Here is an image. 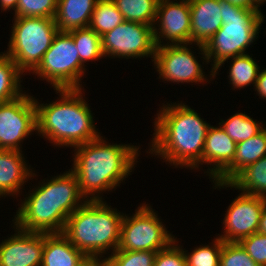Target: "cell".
I'll return each mask as SVG.
<instances>
[{"label":"cell","mask_w":266,"mask_h":266,"mask_svg":"<svg viewBox=\"0 0 266 266\" xmlns=\"http://www.w3.org/2000/svg\"><path fill=\"white\" fill-rule=\"evenodd\" d=\"M239 243L248 253V255L259 265L266 266V235L262 233H253L250 236L242 238Z\"/></svg>","instance_id":"836d02e7"},{"label":"cell","mask_w":266,"mask_h":266,"mask_svg":"<svg viewBox=\"0 0 266 266\" xmlns=\"http://www.w3.org/2000/svg\"><path fill=\"white\" fill-rule=\"evenodd\" d=\"M123 21V15L112 0H97L88 27L101 37Z\"/></svg>","instance_id":"83f0119b"},{"label":"cell","mask_w":266,"mask_h":266,"mask_svg":"<svg viewBox=\"0 0 266 266\" xmlns=\"http://www.w3.org/2000/svg\"><path fill=\"white\" fill-rule=\"evenodd\" d=\"M86 258L63 233H44L41 266H80Z\"/></svg>","instance_id":"ffe728a7"},{"label":"cell","mask_w":266,"mask_h":266,"mask_svg":"<svg viewBox=\"0 0 266 266\" xmlns=\"http://www.w3.org/2000/svg\"><path fill=\"white\" fill-rule=\"evenodd\" d=\"M109 141L101 134L95 140L72 148L70 169L77 176L80 192L86 200H105L104 194L114 192L121 183L124 185L137 168L143 149L139 143Z\"/></svg>","instance_id":"7a4b0ae2"},{"label":"cell","mask_w":266,"mask_h":266,"mask_svg":"<svg viewBox=\"0 0 266 266\" xmlns=\"http://www.w3.org/2000/svg\"><path fill=\"white\" fill-rule=\"evenodd\" d=\"M10 226L14 232L0 241V266H41L44 233L26 232L12 223Z\"/></svg>","instance_id":"9a60e30c"},{"label":"cell","mask_w":266,"mask_h":266,"mask_svg":"<svg viewBox=\"0 0 266 266\" xmlns=\"http://www.w3.org/2000/svg\"><path fill=\"white\" fill-rule=\"evenodd\" d=\"M258 232L266 235V205L261 213Z\"/></svg>","instance_id":"f35d334b"},{"label":"cell","mask_w":266,"mask_h":266,"mask_svg":"<svg viewBox=\"0 0 266 266\" xmlns=\"http://www.w3.org/2000/svg\"><path fill=\"white\" fill-rule=\"evenodd\" d=\"M220 266H259L239 242H223Z\"/></svg>","instance_id":"1f68e13d"},{"label":"cell","mask_w":266,"mask_h":266,"mask_svg":"<svg viewBox=\"0 0 266 266\" xmlns=\"http://www.w3.org/2000/svg\"><path fill=\"white\" fill-rule=\"evenodd\" d=\"M158 107L152 123V139H149L148 147L144 151L147 157H157L174 169L186 168L190 172H201L202 154L210 122L182 100H166Z\"/></svg>","instance_id":"6da1fadb"},{"label":"cell","mask_w":266,"mask_h":266,"mask_svg":"<svg viewBox=\"0 0 266 266\" xmlns=\"http://www.w3.org/2000/svg\"><path fill=\"white\" fill-rule=\"evenodd\" d=\"M101 43L106 60L150 58L151 63L156 50L153 26L126 20L102 35Z\"/></svg>","instance_id":"8fae6325"},{"label":"cell","mask_w":266,"mask_h":266,"mask_svg":"<svg viewBox=\"0 0 266 266\" xmlns=\"http://www.w3.org/2000/svg\"><path fill=\"white\" fill-rule=\"evenodd\" d=\"M237 143L218 124L208 129L202 154V171L208 179L214 181L232 162ZM203 165L204 168L203 170ZM206 165V166H205Z\"/></svg>","instance_id":"e0dca14e"},{"label":"cell","mask_w":266,"mask_h":266,"mask_svg":"<svg viewBox=\"0 0 266 266\" xmlns=\"http://www.w3.org/2000/svg\"><path fill=\"white\" fill-rule=\"evenodd\" d=\"M243 54L235 57L228 58L224 60L214 71V80L218 79L217 76H219L222 73L221 68L222 66L225 68V63L229 62V69L227 72V83L230 84L231 87L230 90H240V89H246L248 86H255V83L257 81L259 72L261 70V64L259 65L257 62V59H254L256 57H253V54ZM229 60V61H228ZM219 73V74H218ZM216 77V78H215Z\"/></svg>","instance_id":"44dd1931"},{"label":"cell","mask_w":266,"mask_h":266,"mask_svg":"<svg viewBox=\"0 0 266 266\" xmlns=\"http://www.w3.org/2000/svg\"><path fill=\"white\" fill-rule=\"evenodd\" d=\"M96 2L97 0H57L54 20L59 31L88 27Z\"/></svg>","instance_id":"603a6c76"},{"label":"cell","mask_w":266,"mask_h":266,"mask_svg":"<svg viewBox=\"0 0 266 266\" xmlns=\"http://www.w3.org/2000/svg\"><path fill=\"white\" fill-rule=\"evenodd\" d=\"M132 214L125 211L121 223L118 249L127 251H161L175 240L158 211L150 203H139Z\"/></svg>","instance_id":"30bf717a"},{"label":"cell","mask_w":266,"mask_h":266,"mask_svg":"<svg viewBox=\"0 0 266 266\" xmlns=\"http://www.w3.org/2000/svg\"><path fill=\"white\" fill-rule=\"evenodd\" d=\"M87 69L80 62L78 49L71 34L68 31H58L32 75L39 81H45L44 83L49 84L53 90L83 89L86 82L82 80L88 75Z\"/></svg>","instance_id":"9c48e42d"},{"label":"cell","mask_w":266,"mask_h":266,"mask_svg":"<svg viewBox=\"0 0 266 266\" xmlns=\"http://www.w3.org/2000/svg\"><path fill=\"white\" fill-rule=\"evenodd\" d=\"M152 63V67L159 75L156 79L167 83L166 85L169 83L179 85L181 83L180 88L182 85L186 87L185 84L188 86L190 84L191 87H194L192 85L203 86L204 88V85L214 82L213 70L206 68L208 62L204 45L191 43L156 47ZM204 68L208 69V74Z\"/></svg>","instance_id":"ba28073f"},{"label":"cell","mask_w":266,"mask_h":266,"mask_svg":"<svg viewBox=\"0 0 266 266\" xmlns=\"http://www.w3.org/2000/svg\"><path fill=\"white\" fill-rule=\"evenodd\" d=\"M18 0H0V11L14 13L16 11ZM13 10V12H12Z\"/></svg>","instance_id":"d590c367"},{"label":"cell","mask_w":266,"mask_h":266,"mask_svg":"<svg viewBox=\"0 0 266 266\" xmlns=\"http://www.w3.org/2000/svg\"><path fill=\"white\" fill-rule=\"evenodd\" d=\"M264 68V69H263ZM255 96H258L259 99L266 101V68L262 66L255 86L253 88Z\"/></svg>","instance_id":"e575fe53"},{"label":"cell","mask_w":266,"mask_h":266,"mask_svg":"<svg viewBox=\"0 0 266 266\" xmlns=\"http://www.w3.org/2000/svg\"><path fill=\"white\" fill-rule=\"evenodd\" d=\"M189 4L191 43L205 45L223 25L222 0H192Z\"/></svg>","instance_id":"ac0fdd59"},{"label":"cell","mask_w":266,"mask_h":266,"mask_svg":"<svg viewBox=\"0 0 266 266\" xmlns=\"http://www.w3.org/2000/svg\"><path fill=\"white\" fill-rule=\"evenodd\" d=\"M157 252L117 249L106 260L109 266H154Z\"/></svg>","instance_id":"f546056e"},{"label":"cell","mask_w":266,"mask_h":266,"mask_svg":"<svg viewBox=\"0 0 266 266\" xmlns=\"http://www.w3.org/2000/svg\"><path fill=\"white\" fill-rule=\"evenodd\" d=\"M34 182L18 199L12 217L18 229L34 233H62L67 218L87 200L81 194L78 179L71 169ZM37 184V185H36Z\"/></svg>","instance_id":"3957f363"},{"label":"cell","mask_w":266,"mask_h":266,"mask_svg":"<svg viewBox=\"0 0 266 266\" xmlns=\"http://www.w3.org/2000/svg\"><path fill=\"white\" fill-rule=\"evenodd\" d=\"M239 194L226 207L221 233L215 234L224 242H239L242 238L258 232L261 213L266 198L256 195Z\"/></svg>","instance_id":"4fadbf2b"},{"label":"cell","mask_w":266,"mask_h":266,"mask_svg":"<svg viewBox=\"0 0 266 266\" xmlns=\"http://www.w3.org/2000/svg\"><path fill=\"white\" fill-rule=\"evenodd\" d=\"M12 19L10 38L4 53L13 60L24 77L31 76L40 65L59 29L55 20L51 18L13 17Z\"/></svg>","instance_id":"52a82bcc"},{"label":"cell","mask_w":266,"mask_h":266,"mask_svg":"<svg viewBox=\"0 0 266 266\" xmlns=\"http://www.w3.org/2000/svg\"><path fill=\"white\" fill-rule=\"evenodd\" d=\"M57 0H18L13 17H45L54 19Z\"/></svg>","instance_id":"4dcf8cb0"},{"label":"cell","mask_w":266,"mask_h":266,"mask_svg":"<svg viewBox=\"0 0 266 266\" xmlns=\"http://www.w3.org/2000/svg\"><path fill=\"white\" fill-rule=\"evenodd\" d=\"M29 91L0 103V150L23 151L24 141L37 134L34 95Z\"/></svg>","instance_id":"7c38bea8"},{"label":"cell","mask_w":266,"mask_h":266,"mask_svg":"<svg viewBox=\"0 0 266 266\" xmlns=\"http://www.w3.org/2000/svg\"><path fill=\"white\" fill-rule=\"evenodd\" d=\"M177 236L166 248L158 251L155 257L154 266H187L183 247L180 245Z\"/></svg>","instance_id":"d6a6232c"},{"label":"cell","mask_w":266,"mask_h":266,"mask_svg":"<svg viewBox=\"0 0 266 266\" xmlns=\"http://www.w3.org/2000/svg\"><path fill=\"white\" fill-rule=\"evenodd\" d=\"M24 75L3 51L0 52V103L21 96L26 90L22 85Z\"/></svg>","instance_id":"cb8c5ba5"},{"label":"cell","mask_w":266,"mask_h":266,"mask_svg":"<svg viewBox=\"0 0 266 266\" xmlns=\"http://www.w3.org/2000/svg\"><path fill=\"white\" fill-rule=\"evenodd\" d=\"M213 189L237 190L243 194L266 198V156L245 166L228 183L211 181ZM230 188V189H229Z\"/></svg>","instance_id":"d6986e66"},{"label":"cell","mask_w":266,"mask_h":266,"mask_svg":"<svg viewBox=\"0 0 266 266\" xmlns=\"http://www.w3.org/2000/svg\"><path fill=\"white\" fill-rule=\"evenodd\" d=\"M54 91L58 97L49 103H42L37 96L34 97L37 122L35 136H38L36 138L46 139L50 146L58 150L63 147L72 149L97 139L102 132L97 128L93 110L87 101V90L83 88Z\"/></svg>","instance_id":"277c9868"},{"label":"cell","mask_w":266,"mask_h":266,"mask_svg":"<svg viewBox=\"0 0 266 266\" xmlns=\"http://www.w3.org/2000/svg\"><path fill=\"white\" fill-rule=\"evenodd\" d=\"M124 20L153 26L159 0H112Z\"/></svg>","instance_id":"4316f807"},{"label":"cell","mask_w":266,"mask_h":266,"mask_svg":"<svg viewBox=\"0 0 266 266\" xmlns=\"http://www.w3.org/2000/svg\"><path fill=\"white\" fill-rule=\"evenodd\" d=\"M24 154L25 151L0 150V199L12 196L11 199L18 200L24 192L22 190H26L24 186L31 183L30 180H38L39 172Z\"/></svg>","instance_id":"2e32d148"},{"label":"cell","mask_w":266,"mask_h":266,"mask_svg":"<svg viewBox=\"0 0 266 266\" xmlns=\"http://www.w3.org/2000/svg\"><path fill=\"white\" fill-rule=\"evenodd\" d=\"M208 244H199L193 249L183 248L187 266H220V254L223 242L219 237L213 236Z\"/></svg>","instance_id":"f1b7e54d"},{"label":"cell","mask_w":266,"mask_h":266,"mask_svg":"<svg viewBox=\"0 0 266 266\" xmlns=\"http://www.w3.org/2000/svg\"><path fill=\"white\" fill-rule=\"evenodd\" d=\"M174 1H186V2H191L192 0H174Z\"/></svg>","instance_id":"60d3db41"},{"label":"cell","mask_w":266,"mask_h":266,"mask_svg":"<svg viewBox=\"0 0 266 266\" xmlns=\"http://www.w3.org/2000/svg\"><path fill=\"white\" fill-rule=\"evenodd\" d=\"M219 124L224 131L232 138L236 143L250 139L256 136L266 127V122L257 121L248 114L238 110L236 113L230 115L227 119L219 118Z\"/></svg>","instance_id":"d4e9b609"},{"label":"cell","mask_w":266,"mask_h":266,"mask_svg":"<svg viewBox=\"0 0 266 266\" xmlns=\"http://www.w3.org/2000/svg\"><path fill=\"white\" fill-rule=\"evenodd\" d=\"M266 4V0H251V10L258 12L259 14H263L261 12V6Z\"/></svg>","instance_id":"ab89813d"},{"label":"cell","mask_w":266,"mask_h":266,"mask_svg":"<svg viewBox=\"0 0 266 266\" xmlns=\"http://www.w3.org/2000/svg\"><path fill=\"white\" fill-rule=\"evenodd\" d=\"M266 156V127L256 136L237 143L233 162L214 180L228 183L245 166Z\"/></svg>","instance_id":"7402d4cb"},{"label":"cell","mask_w":266,"mask_h":266,"mask_svg":"<svg viewBox=\"0 0 266 266\" xmlns=\"http://www.w3.org/2000/svg\"><path fill=\"white\" fill-rule=\"evenodd\" d=\"M107 260L104 258H86L80 266H107Z\"/></svg>","instance_id":"8d00e7d4"},{"label":"cell","mask_w":266,"mask_h":266,"mask_svg":"<svg viewBox=\"0 0 266 266\" xmlns=\"http://www.w3.org/2000/svg\"><path fill=\"white\" fill-rule=\"evenodd\" d=\"M153 31L156 47L191 44L189 2L159 0Z\"/></svg>","instance_id":"5bb4252c"},{"label":"cell","mask_w":266,"mask_h":266,"mask_svg":"<svg viewBox=\"0 0 266 266\" xmlns=\"http://www.w3.org/2000/svg\"><path fill=\"white\" fill-rule=\"evenodd\" d=\"M221 17L223 25L204 45L208 65L213 71L228 58L248 54L247 50L261 37L259 33L266 19L254 10L223 0Z\"/></svg>","instance_id":"8992f818"},{"label":"cell","mask_w":266,"mask_h":266,"mask_svg":"<svg viewBox=\"0 0 266 266\" xmlns=\"http://www.w3.org/2000/svg\"><path fill=\"white\" fill-rule=\"evenodd\" d=\"M230 4L251 10V0H223Z\"/></svg>","instance_id":"74e56055"},{"label":"cell","mask_w":266,"mask_h":266,"mask_svg":"<svg viewBox=\"0 0 266 266\" xmlns=\"http://www.w3.org/2000/svg\"><path fill=\"white\" fill-rule=\"evenodd\" d=\"M78 49L80 62L87 68L89 62L99 61L105 58L102 51L101 37L89 27L68 31Z\"/></svg>","instance_id":"484cf974"},{"label":"cell","mask_w":266,"mask_h":266,"mask_svg":"<svg viewBox=\"0 0 266 266\" xmlns=\"http://www.w3.org/2000/svg\"><path fill=\"white\" fill-rule=\"evenodd\" d=\"M110 204L87 200L67 218L62 233L87 258L107 259L118 249L124 213Z\"/></svg>","instance_id":"5b68a950"}]
</instances>
